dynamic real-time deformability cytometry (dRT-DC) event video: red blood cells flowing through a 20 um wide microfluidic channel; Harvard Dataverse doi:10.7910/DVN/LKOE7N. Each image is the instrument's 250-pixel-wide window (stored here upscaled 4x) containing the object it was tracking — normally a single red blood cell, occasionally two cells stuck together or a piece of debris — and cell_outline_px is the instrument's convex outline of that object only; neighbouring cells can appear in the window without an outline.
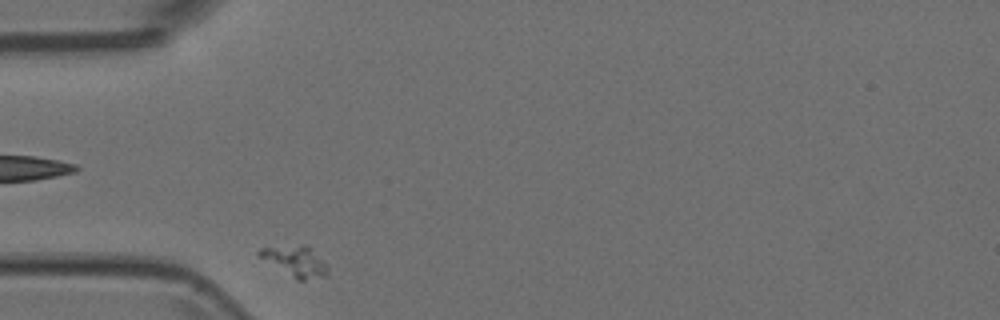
{"species": "Egyptian fruit bat (a non-hibernating species)", "species_latin": "Rousettus aegyptiacus", "temperature_condition": "room temperature", "stored_images_in_passage": 7, "segment_of_instrument_passage": [2, 2], "camera_frame_rate_fps": 3000, "um_per_image_px": 0.085, "animal": {"sex": "female"}, "frame": {"image": 1, "passage_image": 6, "time_ms": 1.667, "image_size_px": [1000, 320], "cell_outline_px": [[328, 276], [304, 280], [296, 280], [256, 256], [256, 252], [260, 248], [308, 248], [324, 260], [328, 268]], "centroid_in_image_um": [25.09, 22.29], "position_along_channel_um": 59.9, "area_um2": 11.62}}
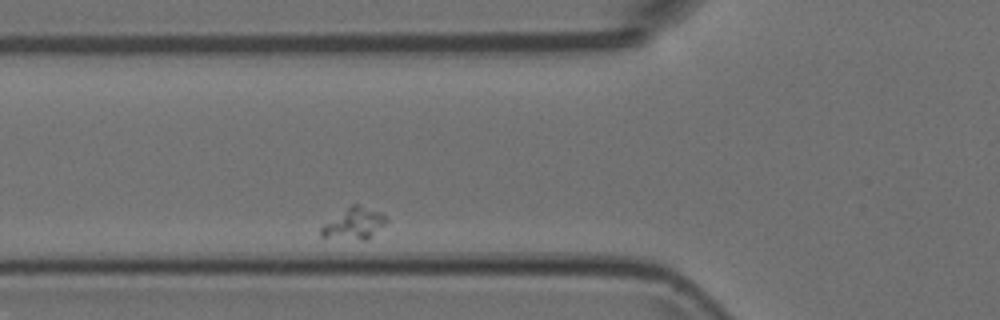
{"frame": {"image": 2, "passage_image": 7, "time_ms": 2.0, "image_size_px": [1000, 320], "cell_outline_px": [[388, 220], [368, 240], [364, 240], [320, 236], [320, 228], [324, 224], [352, 204], [360, 204], [380, 212]], "centroid_in_image_um": [30.11, 19.0], "position_along_channel_um": 95.7, "area_um2": 11.68}}